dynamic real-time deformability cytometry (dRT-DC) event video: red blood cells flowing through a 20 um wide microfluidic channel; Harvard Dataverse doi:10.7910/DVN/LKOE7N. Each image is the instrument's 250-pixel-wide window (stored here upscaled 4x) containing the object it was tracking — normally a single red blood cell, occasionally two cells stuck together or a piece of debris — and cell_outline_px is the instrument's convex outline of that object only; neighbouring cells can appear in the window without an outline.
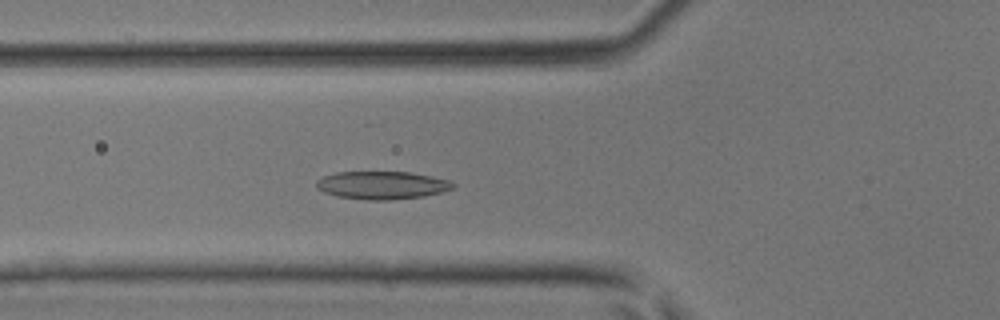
{"species": "common noctule bat (a hibernating species)", "species_latin": "Nyctalus noctula", "temperature_condition": "room temperature", "stored_images_in_passage": 40, "camera_frame_rate_fps": 3000, "um_per_image_px": 0.085, "animal": {"sex": "male", "body_mass_g": 17.9, "forearm_length_mm": 54.2}, "frame": {"image": 1, "passage_image": 13, "time_ms": 4.0, "image_size_px": [1000, 320], "cell_outline_px": [[456, 184], [452, 188], [440, 192], [424, 196], [388, 200], [368, 200], [336, 196], [324, 192], [316, 188], [316, 180], [324, 176], [336, 172], [408, 172], [432, 176], [448, 180]], "centroid_in_image_um": [32.44, 15.74], "position_along_channel_um": 93.4, "area_um2": 22.14}}
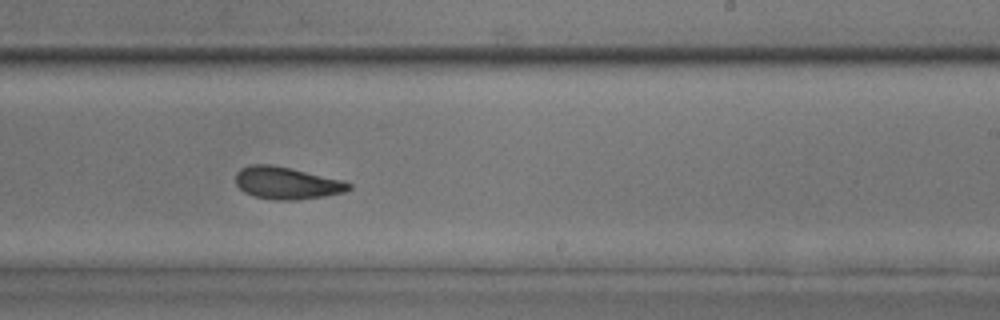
{"frame": {"image": 2, "passage_image": 24, "time_ms": 7.667, "image_size_px": [1000, 320], "cell_outline_px": [[352, 188], [344, 192], [324, 196], [296, 200], [276, 200], [252, 196], [244, 192], [236, 184], [236, 172], [240, 168], [252, 164], [272, 164], [344, 180], [352, 184]], "centroid_in_image_um": [24.37, 15.55], "position_along_channel_um": 264.6, "area_um2": 21.39}}
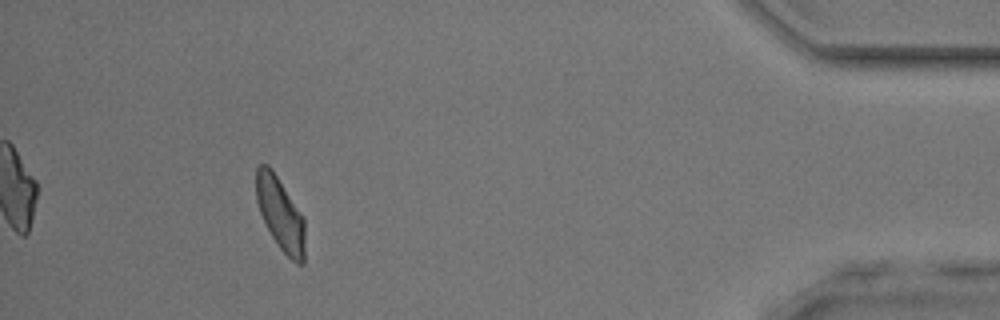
{"frame": {"image": 3, "passage_image": 37, "time_ms": 12.0, "image_size_px": [1000, 320], "cell_outline_px": [[304, 264], [296, 264], [280, 248], [272, 236], [260, 212], [256, 200], [256, 168], [260, 164], [268, 164], [272, 168], [304, 220]], "centroid_in_image_um": [23.81, 18.17], "position_along_channel_um": 411.4, "area_um2": 20.29}}